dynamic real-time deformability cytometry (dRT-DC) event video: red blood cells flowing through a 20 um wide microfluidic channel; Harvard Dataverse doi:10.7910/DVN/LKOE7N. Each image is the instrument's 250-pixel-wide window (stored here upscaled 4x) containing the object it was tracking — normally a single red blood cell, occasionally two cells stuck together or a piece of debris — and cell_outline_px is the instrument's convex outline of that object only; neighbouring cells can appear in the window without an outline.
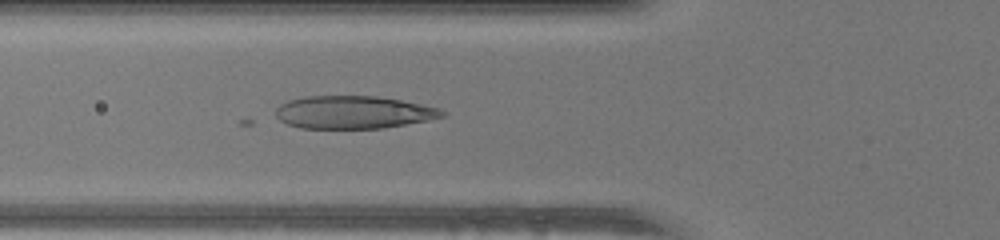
{"species": "human", "species_latin": "Homo sapiens", "temperature_condition": "warm", "stored_images_in_passage": 41, "camera_frame_rate_fps": 3000, "um_per_image_px": 0.085, "donor": {"sex": "female"}, "frame": {"image": 1, "passage_image": 9, "time_ms": 2.667, "image_size_px": [1000, 240], "cell_outline_px": [[444, 116], [428, 120], [384, 128], [300, 128], [288, 124], [280, 120], [276, 116], [276, 108], [280, 104], [288, 100], [304, 96], [376, 96], [400, 100], [420, 104], [436, 108], [444, 112]], "centroid_in_image_um": [29.99, 9.54], "position_along_channel_um": 95.8, "area_um2": 31.56}}
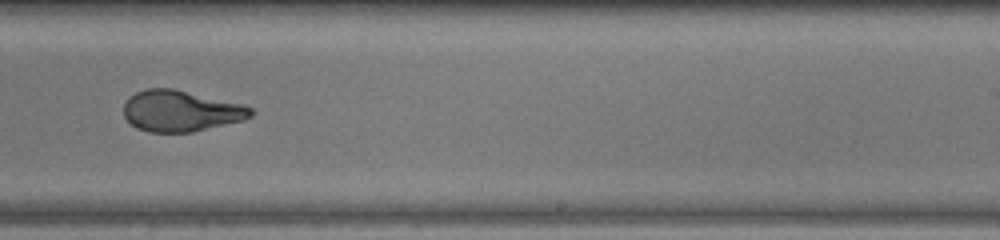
{"frame": {"image": 2, "passage_image": 22, "time_ms": 7.0, "image_size_px": [1000, 240], "cell_outline_px": [[256, 112], [252, 116], [244, 120], [192, 132], [148, 132], [136, 128], [124, 116], [124, 104], [128, 96], [136, 92], [148, 88], [172, 88], [244, 104], [252, 108]], "centroid_in_image_um": [15.38, 9.43], "position_along_channel_um": 273.6, "area_um2": 30.63}}
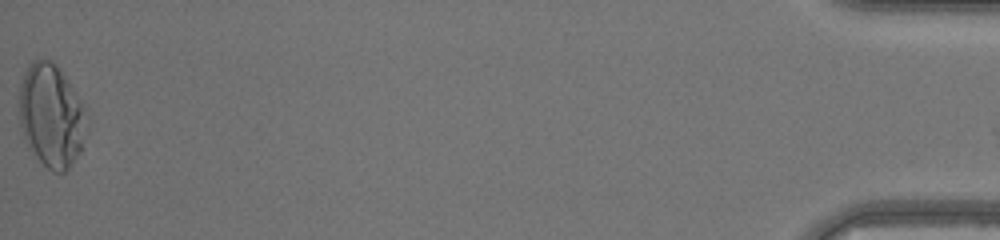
{"frame": {"image": 3, "passage_image": 41, "time_ms": 13.333, "image_size_px": [1000, 240], "cell_outline_px": [[84, 104], [80, 152], [68, 168], [64, 172], [52, 172], [28, 148], [20, 124], [20, 84], [24, 72], [28, 64], [32, 60], [52, 60], [56, 64], [68, 80]], "centroid_in_image_um": [4.31, 9.79], "position_along_channel_um": 430.9, "area_um2": 39.65}, "authors_computed_cell_mechanics": {"area_um2": 32.946, "velocity_mm_per_s": 4.1067, "shape_relaxation_time_tau1_ms": null, "shape_relaxation_time_tau2_ms": 1.3165, "deformation_change_tau1": null, "deformation_change_tau2": 0.0577}}